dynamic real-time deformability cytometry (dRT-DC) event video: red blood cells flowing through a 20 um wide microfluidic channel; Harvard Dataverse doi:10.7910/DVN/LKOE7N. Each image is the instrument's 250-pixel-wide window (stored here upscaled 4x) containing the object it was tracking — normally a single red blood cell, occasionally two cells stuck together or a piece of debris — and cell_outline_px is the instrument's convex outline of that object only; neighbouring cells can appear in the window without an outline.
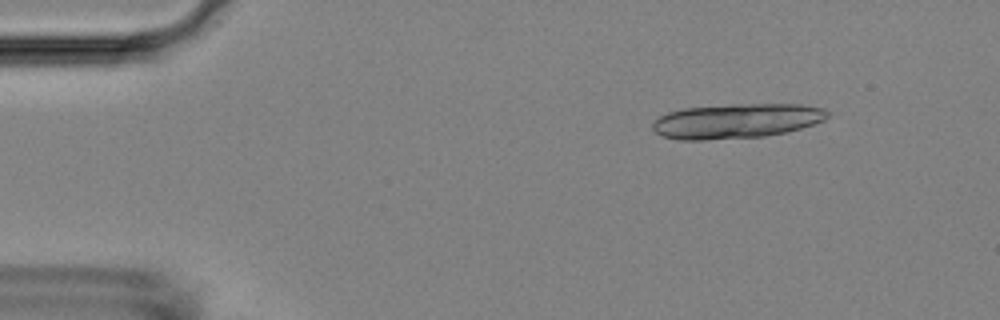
{"species": "Egyptian fruit bat (a non-hibernating species)", "species_latin": "Rousettus aegyptiacus", "temperature_condition": "room temperature", "stored_images_in_passage": 14, "camera_frame_rate_fps": 3000, "um_per_image_px": 0.085, "animal": {"sex": "female"}, "frame": {"image": 1, "passage_image": 3, "time_ms": 0.667, "image_size_px": [1000, 320], "cell_outline_px": [[828, 116], [824, 120], [788, 132], [764, 136], [704, 140], [676, 140], [660, 136], [652, 128], [652, 120], [668, 112], [684, 108], [732, 104], [800, 104], [824, 108], [828, 112]], "centroid_in_image_um": [62.55, 10.28], "position_along_channel_um": 22.5, "area_um2": 35.6}}